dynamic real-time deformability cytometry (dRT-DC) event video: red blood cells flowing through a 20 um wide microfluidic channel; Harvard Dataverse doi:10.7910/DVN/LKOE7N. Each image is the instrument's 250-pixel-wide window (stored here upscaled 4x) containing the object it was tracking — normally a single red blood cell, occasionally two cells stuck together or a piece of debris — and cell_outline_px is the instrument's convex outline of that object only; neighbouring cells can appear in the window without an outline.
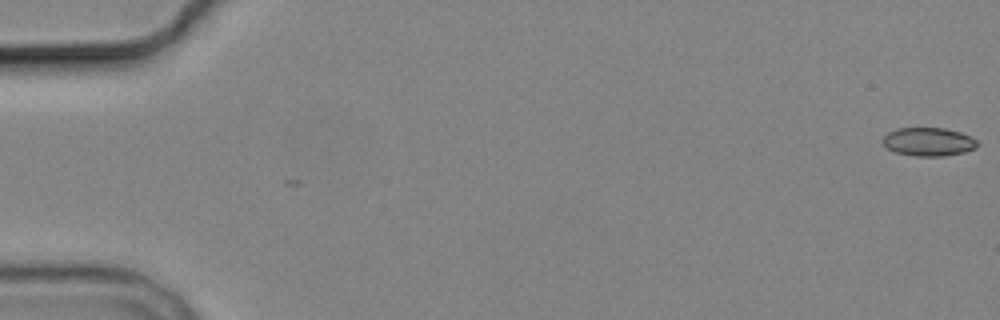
{"species": "common noctule bat (a hibernating species)", "species_latin": "Nyctalus noctula", "temperature_condition": "cold", "stored_images_in_passage": 4, "camera_frame_rate_fps": 3000, "um_per_image_px": 0.085, "animal": {"sex": "male", "body_mass_g": 19.2, "forearm_length_mm": 51.8}, "frame": {"image": 1, "passage_image": 1, "time_ms": 0.0, "image_size_px": [1000, 320], "cell_outline_px": [[980, 144], [976, 148], [964, 152], [944, 156], [916, 156], [896, 152], [888, 148], [880, 140], [888, 132], [896, 128], [944, 128], [960, 132], [972, 136]], "centroid_in_image_um": [78.94, 12.04], "position_along_channel_um": 6.1, "area_um2": 15.78}}